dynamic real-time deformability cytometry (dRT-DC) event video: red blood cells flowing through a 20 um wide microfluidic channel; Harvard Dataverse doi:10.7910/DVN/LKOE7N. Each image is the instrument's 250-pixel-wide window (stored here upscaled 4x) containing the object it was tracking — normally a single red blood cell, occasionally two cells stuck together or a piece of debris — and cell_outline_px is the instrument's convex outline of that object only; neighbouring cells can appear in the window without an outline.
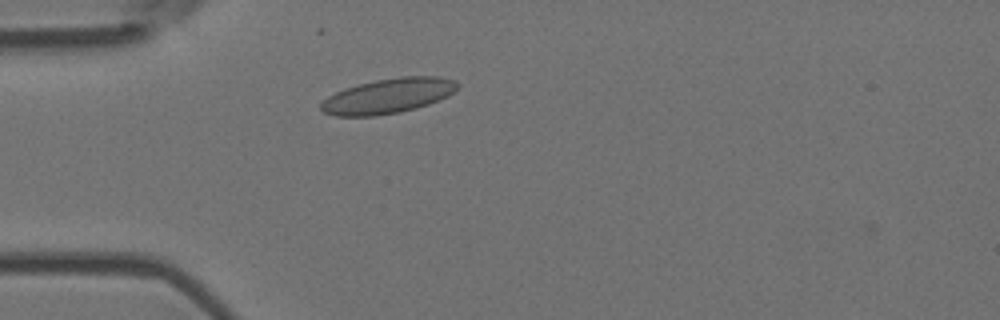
{"species": "Egyptian fruit bat (a non-hibernating species)", "species_latin": "Rousettus aegyptiacus", "temperature_condition": "room temperature", "stored_images_in_passage": 4, "camera_frame_rate_fps": 3000, "um_per_image_px": 0.085, "animal": {"sex": "female"}, "frame": {"image": 1, "passage_image": 3, "time_ms": 0.667, "image_size_px": [1000, 320], "cell_outline_px": [[460, 84], [448, 96], [428, 104], [416, 108], [396, 112], [372, 116], [336, 116], [324, 112], [320, 108], [320, 104], [328, 96], [344, 88], [376, 80], [400, 76], [440, 76], [456, 80]], "centroid_in_image_um": [33.0, 8.14], "position_along_channel_um": 52.0, "area_um2": 27.63}}